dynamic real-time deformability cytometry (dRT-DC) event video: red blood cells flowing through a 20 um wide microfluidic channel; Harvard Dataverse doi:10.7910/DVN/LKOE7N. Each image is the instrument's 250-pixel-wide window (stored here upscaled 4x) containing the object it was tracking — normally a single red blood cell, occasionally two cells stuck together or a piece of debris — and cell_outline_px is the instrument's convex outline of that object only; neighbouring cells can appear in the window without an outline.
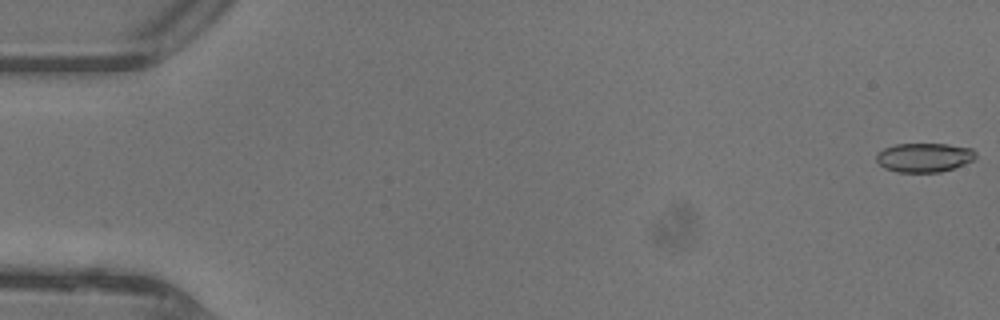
{"species": "common noctule bat (a hibernating species)", "species_latin": "Nyctalus noctula", "temperature_condition": "warm", "stored_images_in_passage": 11, "camera_frame_rate_fps": 3000, "um_per_image_px": 0.085, "animal": {"sex": "female"}, "frame": {"image": 1, "passage_image": 1, "time_ms": 0.0, "image_size_px": [1000, 320], "cell_outline_px": [[976, 156], [972, 160], [964, 164], [940, 172], [896, 172], [884, 168], [876, 160], [876, 152], [884, 148], [896, 144], [948, 144], [972, 148], [976, 152]], "centroid_in_image_um": [78.53, 13.38], "position_along_channel_um": 6.5, "area_um2": 16.88}}